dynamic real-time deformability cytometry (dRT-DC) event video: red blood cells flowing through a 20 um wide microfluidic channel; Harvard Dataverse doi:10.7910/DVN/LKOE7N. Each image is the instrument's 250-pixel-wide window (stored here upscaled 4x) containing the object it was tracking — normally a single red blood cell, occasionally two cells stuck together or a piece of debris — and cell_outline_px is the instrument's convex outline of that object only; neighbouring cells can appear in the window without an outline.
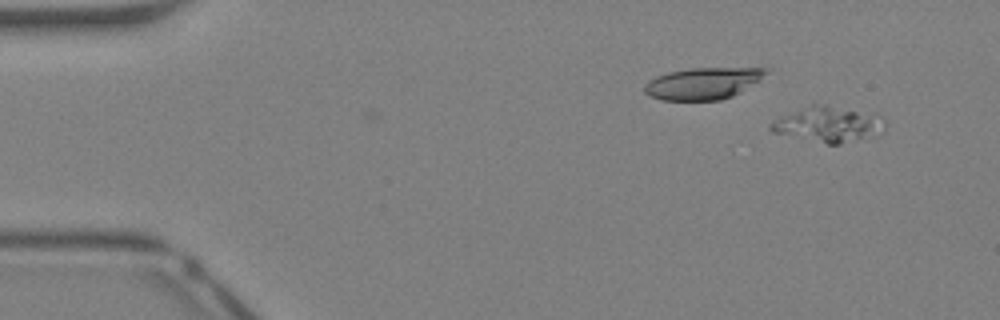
{"species": "Egyptian fruit bat (a non-hibernating species)", "species_latin": "Rousettus aegyptiacus", "temperature_condition": "warm", "stored_images_in_passage": 40, "camera_frame_rate_fps": 3000, "um_per_image_px": 0.085, "animal": {"sex": "female"}, "frame": {"image": 1, "passage_image": 1, "time_ms": 0.0, "image_size_px": [1000, 320], "cell_outline_px": [[884, 132], [876, 136], [840, 144], [828, 144], [772, 132], [768, 128], [768, 124], [772, 120], [812, 104], [824, 104], [856, 112], [884, 120]], "centroid_in_image_um": [70.33, 10.61], "position_along_channel_um": 14.7, "area_um2": 22.89}}
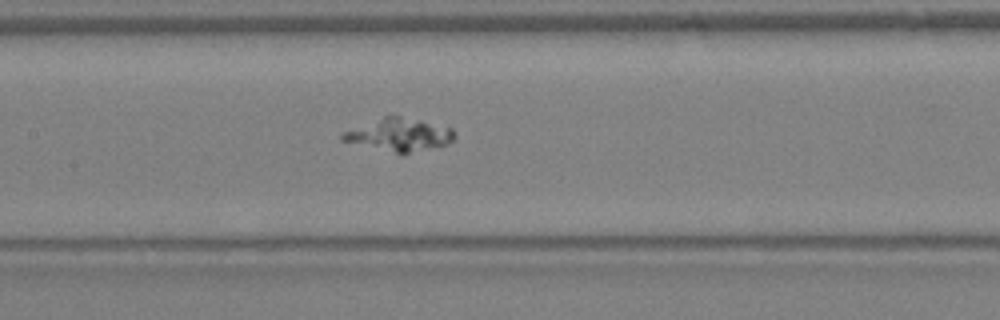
{"frame": {"image": 2, "passage_image": 18, "time_ms": 5.667, "image_size_px": [1000, 320], "cell_outline_px": [[456, 136], [448, 144], [408, 152], [396, 152], [340, 140], [340, 136], [344, 132], [388, 112], [452, 128], [456, 132]], "centroid_in_image_um": [33.93, 11.38], "position_along_channel_um": 173.5, "area_um2": 21.21}}
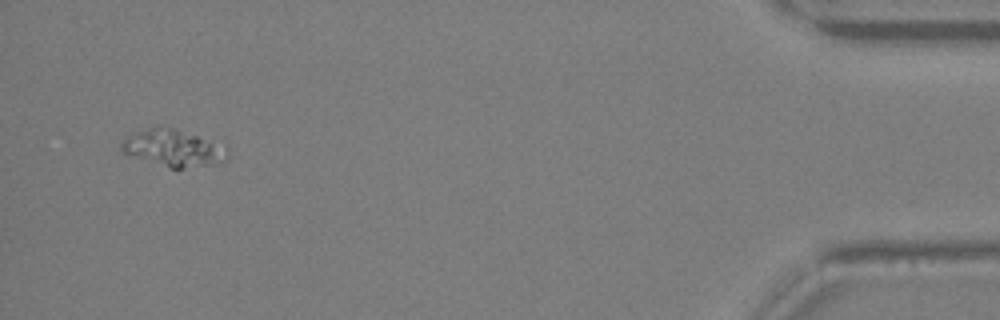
{"frame": {"image": 3, "passage_image": 38, "time_ms": 12.333, "image_size_px": [1000, 320], "cell_outline_px": [[228, 156], [220, 164], [184, 168], [168, 168], [124, 152], [120, 148], [120, 144], [128, 136], [152, 124], [156, 124], [172, 128], [228, 144]], "centroid_in_image_um": [14.82, 12.56], "position_along_channel_um": 420.4, "area_um2": 23.24}}